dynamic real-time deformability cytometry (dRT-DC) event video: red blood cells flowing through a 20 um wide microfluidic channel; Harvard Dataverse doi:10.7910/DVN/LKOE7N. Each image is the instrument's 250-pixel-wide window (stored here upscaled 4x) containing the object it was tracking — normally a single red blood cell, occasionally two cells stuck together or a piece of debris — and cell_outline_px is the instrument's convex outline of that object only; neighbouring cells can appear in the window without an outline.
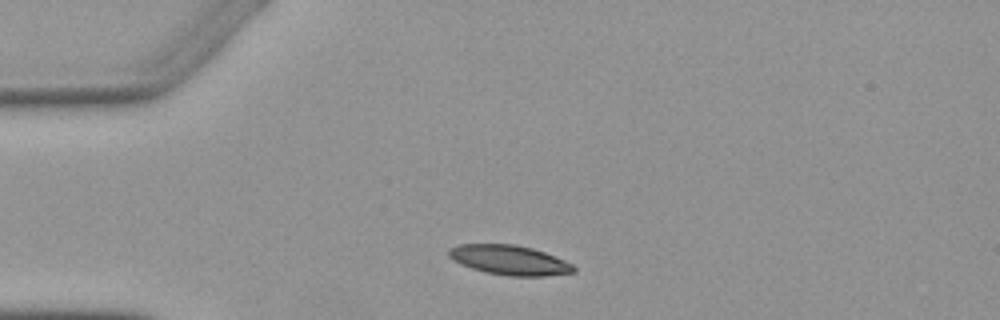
{"species": "Egyptian fruit bat (a non-hibernating species)", "species_latin": "Rousettus aegyptiacus", "temperature_condition": "warm", "stored_images_in_passage": 4, "camera_frame_rate_fps": 3000, "um_per_image_px": 0.085, "animal": {"sex": "female"}, "frame": {"image": 1, "passage_image": 1, "time_ms": 0.0, "image_size_px": [1000, 320], "cell_outline_px": [[576, 272], [544, 276], [508, 276], [484, 272], [460, 264], [452, 260], [448, 256], [448, 248], [456, 244], [516, 244], [532, 248], [544, 252], [564, 260], [572, 264], [576, 268]], "centroid_in_image_um": [43.27, 22.1], "position_along_channel_um": 41.7, "area_um2": 21.79}}
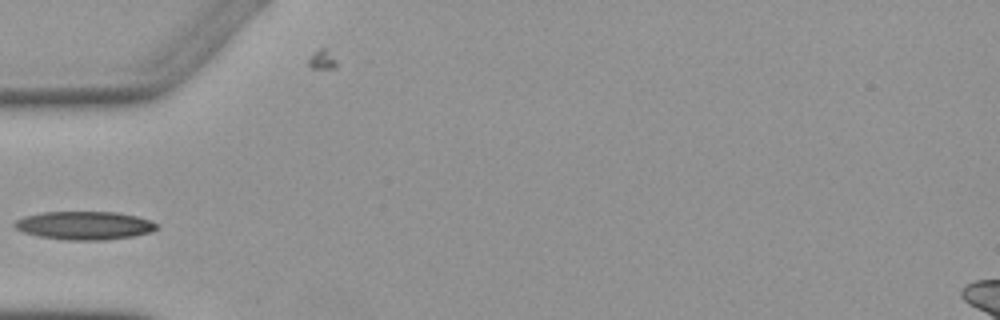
{"frame": {"image": 2, "passage_image": 2, "time_ms": 1.667, "image_size_px": [1000, 320], "cell_outline_px": [[160, 228], [152, 232], [132, 236], [104, 240], [64, 240], [40, 236], [24, 232], [16, 228], [12, 224], [16, 220], [24, 216], [44, 212], [116, 212], [136, 216], [152, 220], [160, 224]], "centroid_in_image_um": [7.24, 19.16], "position_along_channel_um": 77.8, "area_um2": 23.58}}
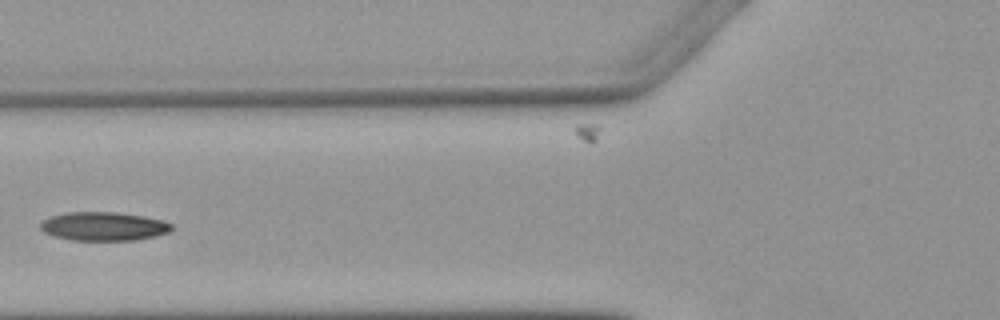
{"frame": {"image": 3, "passage_image": 3, "time_ms": 2.667, "image_size_px": [1000, 320], "cell_outline_px": [[172, 228], [168, 232], [156, 236], [132, 240], [72, 240], [52, 236], [44, 232], [40, 228], [40, 224], [44, 220], [52, 216], [68, 212], [116, 212], [144, 216], [160, 220], [172, 224]], "centroid_in_image_um": [8.79, 19.24], "position_along_channel_um": 117.0, "area_um2": 21.79}}